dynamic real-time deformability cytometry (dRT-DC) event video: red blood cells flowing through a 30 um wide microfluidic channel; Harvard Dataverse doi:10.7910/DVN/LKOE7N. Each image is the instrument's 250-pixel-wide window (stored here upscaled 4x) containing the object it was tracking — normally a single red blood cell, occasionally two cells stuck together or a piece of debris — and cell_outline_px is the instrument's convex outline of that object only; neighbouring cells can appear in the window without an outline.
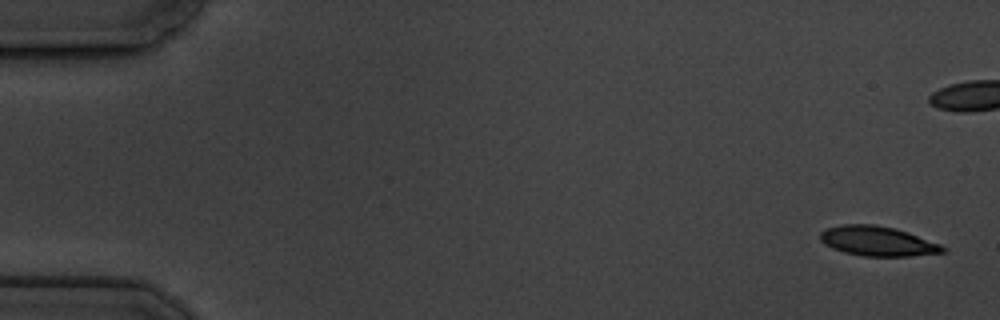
{"species": "common noctule bat (a hibernating species)", "species_latin": "Nyctalus noctula", "temperature_condition": "cold", "stored_images_in_passage": 6, "camera_frame_rate_fps": 3000, "um_per_image_px": 0.085, "animal": {"sex": "male", "body_mass_g": 19.5, "forearm_length_mm": 54.6}, "frame": {"image": 1, "passage_image": 1, "time_ms": 0.0, "image_size_px": [1000, 320], "cell_outline_px": [[948, 252], [908, 256], [864, 256], [844, 252], [832, 248], [824, 244], [820, 240], [820, 232], [828, 228], [840, 224], [876, 224], [896, 228], [908, 232], [940, 244], [948, 248]], "centroid_in_image_um": [74.61, 20.49], "position_along_channel_um": 10.4, "area_um2": 21.39}}
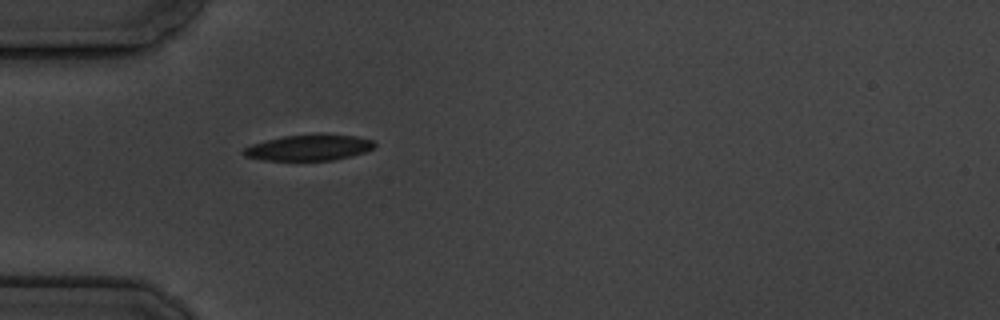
{"frame": {"image": 2, "passage_image": 6, "time_ms": 6.667, "image_size_px": [1000, 320], "cell_outline_px": [[376, 144], [372, 148], [364, 152], [352, 156], [332, 160], [264, 160], [244, 156], [240, 152], [244, 148], [252, 144], [284, 136], [316, 132], [320, 132], [356, 136], [372, 140]], "centroid_in_image_um": [26.27, 12.52], "position_along_channel_um": 58.7, "area_um2": 20.11}}